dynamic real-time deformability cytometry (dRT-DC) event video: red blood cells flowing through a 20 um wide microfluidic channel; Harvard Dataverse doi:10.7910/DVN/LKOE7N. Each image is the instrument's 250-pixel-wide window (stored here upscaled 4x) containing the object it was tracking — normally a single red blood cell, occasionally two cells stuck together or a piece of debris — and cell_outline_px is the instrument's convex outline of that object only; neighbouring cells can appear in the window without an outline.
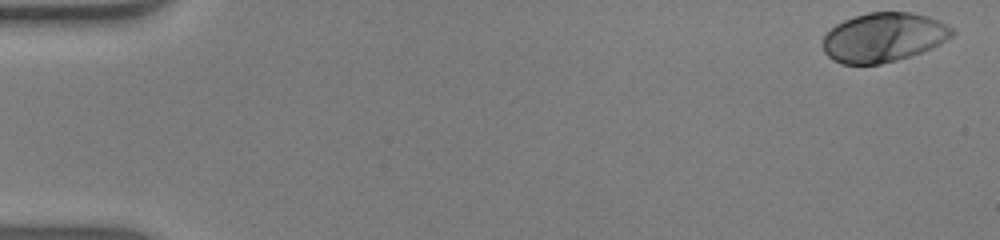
{"species": "human", "species_latin": "Homo sapiens", "temperature_condition": "warm", "stored_images_in_passage": 53, "camera_frame_rate_fps": 3000, "um_per_image_px": 0.085, "donor": {"sex": "male"}, "frame": {"image": 1, "passage_image": 1, "time_ms": 0.0, "image_size_px": [1000, 240], "cell_outline_px": [[956, 32], [952, 36], [932, 48], [896, 60], [880, 64], [840, 64], [832, 60], [824, 52], [820, 44], [824, 36], [836, 24], [844, 20], [868, 12], [912, 12], [928, 16], [948, 24]], "centroid_in_image_um": [75.08, 3.17], "position_along_channel_um": 9.9, "area_um2": 37.22}}
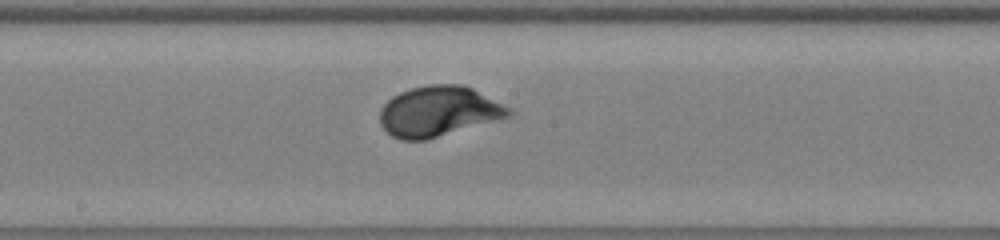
{"frame": {"image": 2, "passage_image": 29, "time_ms": 9.333, "image_size_px": [1000, 240], "cell_outline_px": [[512, 112], [508, 116], [428, 140], [400, 140], [392, 136], [380, 124], [380, 108], [392, 96], [400, 92], [412, 88], [428, 84], [464, 84], [512, 108]], "centroid_in_image_um": [37.25, 9.46], "position_along_channel_um": 210.9, "area_um2": 37.69}}
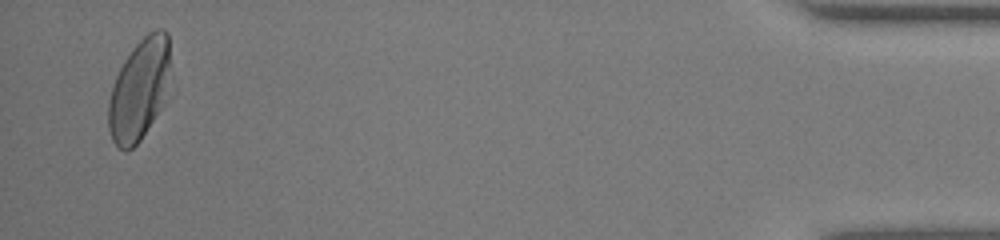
{"frame": {"image": 3, "passage_image": 52, "time_ms": 17.0, "image_size_px": [1000, 240], "cell_outline_px": [[168, 88], [160, 108], [140, 140], [128, 152], [124, 152], [112, 140], [108, 128], [108, 100], [116, 76], [124, 60], [132, 48], [148, 32], [156, 28], [164, 28], [168, 32]], "centroid_in_image_um": [11.81, 7.61], "position_along_channel_um": 423.4, "area_um2": 36.18}, "authors_computed_cell_mechanics": {"area_um2": 36.8186, "velocity_mm_per_s": 3.8271, "shape_relaxation_time_tau1_ms": 2.1681, "shape_relaxation_time_tau2_ms": null, "deformation_change_tau1": 0.1599, "deformation_change_tau2": null}}